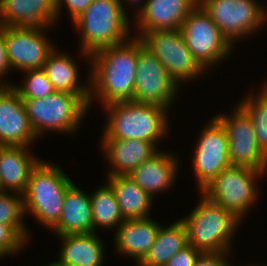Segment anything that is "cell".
I'll return each instance as SVG.
<instances>
[{
	"label": "cell",
	"mask_w": 267,
	"mask_h": 266,
	"mask_svg": "<svg viewBox=\"0 0 267 266\" xmlns=\"http://www.w3.org/2000/svg\"><path fill=\"white\" fill-rule=\"evenodd\" d=\"M137 53L138 37L134 36L90 54V108L96 98L102 106L133 100Z\"/></svg>",
	"instance_id": "1"
},
{
	"label": "cell",
	"mask_w": 267,
	"mask_h": 266,
	"mask_svg": "<svg viewBox=\"0 0 267 266\" xmlns=\"http://www.w3.org/2000/svg\"><path fill=\"white\" fill-rule=\"evenodd\" d=\"M103 107L108 121L102 139H137L152 142L157 147V142L169 134L170 116L166 108L134 101L115 102Z\"/></svg>",
	"instance_id": "2"
},
{
	"label": "cell",
	"mask_w": 267,
	"mask_h": 266,
	"mask_svg": "<svg viewBox=\"0 0 267 266\" xmlns=\"http://www.w3.org/2000/svg\"><path fill=\"white\" fill-rule=\"evenodd\" d=\"M73 24L81 31L80 52L88 61L95 51L120 44L132 36L128 16L119 0H94Z\"/></svg>",
	"instance_id": "3"
},
{
	"label": "cell",
	"mask_w": 267,
	"mask_h": 266,
	"mask_svg": "<svg viewBox=\"0 0 267 266\" xmlns=\"http://www.w3.org/2000/svg\"><path fill=\"white\" fill-rule=\"evenodd\" d=\"M73 181L60 165L40 161L32 170L23 195L25 215L52 229L59 221L64 197Z\"/></svg>",
	"instance_id": "4"
},
{
	"label": "cell",
	"mask_w": 267,
	"mask_h": 266,
	"mask_svg": "<svg viewBox=\"0 0 267 266\" xmlns=\"http://www.w3.org/2000/svg\"><path fill=\"white\" fill-rule=\"evenodd\" d=\"M187 217L180 220L185 225L188 244L206 252H230L233 236L241 221L230 211L209 200L204 194Z\"/></svg>",
	"instance_id": "5"
},
{
	"label": "cell",
	"mask_w": 267,
	"mask_h": 266,
	"mask_svg": "<svg viewBox=\"0 0 267 266\" xmlns=\"http://www.w3.org/2000/svg\"><path fill=\"white\" fill-rule=\"evenodd\" d=\"M22 100L37 138L45 131L74 133L89 112V105L80 96L67 92L55 91L46 98Z\"/></svg>",
	"instance_id": "6"
},
{
	"label": "cell",
	"mask_w": 267,
	"mask_h": 266,
	"mask_svg": "<svg viewBox=\"0 0 267 266\" xmlns=\"http://www.w3.org/2000/svg\"><path fill=\"white\" fill-rule=\"evenodd\" d=\"M263 175V171L231 166L225 168L201 193L243 222L250 206L258 200L256 181Z\"/></svg>",
	"instance_id": "7"
},
{
	"label": "cell",
	"mask_w": 267,
	"mask_h": 266,
	"mask_svg": "<svg viewBox=\"0 0 267 266\" xmlns=\"http://www.w3.org/2000/svg\"><path fill=\"white\" fill-rule=\"evenodd\" d=\"M180 31L187 48L206 72L226 60L233 50V45L199 4L185 18Z\"/></svg>",
	"instance_id": "8"
},
{
	"label": "cell",
	"mask_w": 267,
	"mask_h": 266,
	"mask_svg": "<svg viewBox=\"0 0 267 266\" xmlns=\"http://www.w3.org/2000/svg\"><path fill=\"white\" fill-rule=\"evenodd\" d=\"M198 4L232 45L258 32L267 21L266 7L256 0H198Z\"/></svg>",
	"instance_id": "9"
},
{
	"label": "cell",
	"mask_w": 267,
	"mask_h": 266,
	"mask_svg": "<svg viewBox=\"0 0 267 266\" xmlns=\"http://www.w3.org/2000/svg\"><path fill=\"white\" fill-rule=\"evenodd\" d=\"M140 39L162 63L178 87L182 82L194 80L206 73L187 48L180 29L149 31Z\"/></svg>",
	"instance_id": "10"
},
{
	"label": "cell",
	"mask_w": 267,
	"mask_h": 266,
	"mask_svg": "<svg viewBox=\"0 0 267 266\" xmlns=\"http://www.w3.org/2000/svg\"><path fill=\"white\" fill-rule=\"evenodd\" d=\"M137 55L132 101L153 104L169 110L178 94L179 87L169 77L167 70L158 58L143 45L139 37Z\"/></svg>",
	"instance_id": "11"
},
{
	"label": "cell",
	"mask_w": 267,
	"mask_h": 266,
	"mask_svg": "<svg viewBox=\"0 0 267 266\" xmlns=\"http://www.w3.org/2000/svg\"><path fill=\"white\" fill-rule=\"evenodd\" d=\"M203 128L192 153L193 174L200 192L225 168L232 166L228 138L222 124L213 117Z\"/></svg>",
	"instance_id": "12"
},
{
	"label": "cell",
	"mask_w": 267,
	"mask_h": 266,
	"mask_svg": "<svg viewBox=\"0 0 267 266\" xmlns=\"http://www.w3.org/2000/svg\"><path fill=\"white\" fill-rule=\"evenodd\" d=\"M234 108L231 115L217 114L215 116L226 131L231 164L267 174V156L258 146L251 119L238 104L237 108Z\"/></svg>",
	"instance_id": "13"
},
{
	"label": "cell",
	"mask_w": 267,
	"mask_h": 266,
	"mask_svg": "<svg viewBox=\"0 0 267 266\" xmlns=\"http://www.w3.org/2000/svg\"><path fill=\"white\" fill-rule=\"evenodd\" d=\"M48 28L5 26L7 56L11 69L22 72L43 68L48 55L57 47L46 35Z\"/></svg>",
	"instance_id": "14"
},
{
	"label": "cell",
	"mask_w": 267,
	"mask_h": 266,
	"mask_svg": "<svg viewBox=\"0 0 267 266\" xmlns=\"http://www.w3.org/2000/svg\"><path fill=\"white\" fill-rule=\"evenodd\" d=\"M38 138L25 105L12 86H0V146H33Z\"/></svg>",
	"instance_id": "15"
},
{
	"label": "cell",
	"mask_w": 267,
	"mask_h": 266,
	"mask_svg": "<svg viewBox=\"0 0 267 266\" xmlns=\"http://www.w3.org/2000/svg\"><path fill=\"white\" fill-rule=\"evenodd\" d=\"M141 3L136 7V14L134 12L135 29L140 32L135 36L139 38L149 31L180 29L198 0H146Z\"/></svg>",
	"instance_id": "16"
},
{
	"label": "cell",
	"mask_w": 267,
	"mask_h": 266,
	"mask_svg": "<svg viewBox=\"0 0 267 266\" xmlns=\"http://www.w3.org/2000/svg\"><path fill=\"white\" fill-rule=\"evenodd\" d=\"M57 19L55 0H0V26L51 27Z\"/></svg>",
	"instance_id": "17"
},
{
	"label": "cell",
	"mask_w": 267,
	"mask_h": 266,
	"mask_svg": "<svg viewBox=\"0 0 267 266\" xmlns=\"http://www.w3.org/2000/svg\"><path fill=\"white\" fill-rule=\"evenodd\" d=\"M103 155L112 168L107 176L127 175L146 162L159 149L152 143L137 139H102Z\"/></svg>",
	"instance_id": "18"
},
{
	"label": "cell",
	"mask_w": 267,
	"mask_h": 266,
	"mask_svg": "<svg viewBox=\"0 0 267 266\" xmlns=\"http://www.w3.org/2000/svg\"><path fill=\"white\" fill-rule=\"evenodd\" d=\"M30 149L0 146V191L24 193L32 170L40 162Z\"/></svg>",
	"instance_id": "19"
},
{
	"label": "cell",
	"mask_w": 267,
	"mask_h": 266,
	"mask_svg": "<svg viewBox=\"0 0 267 266\" xmlns=\"http://www.w3.org/2000/svg\"><path fill=\"white\" fill-rule=\"evenodd\" d=\"M160 225L150 217L124 220L115 231L114 250L138 264L154 244Z\"/></svg>",
	"instance_id": "20"
},
{
	"label": "cell",
	"mask_w": 267,
	"mask_h": 266,
	"mask_svg": "<svg viewBox=\"0 0 267 266\" xmlns=\"http://www.w3.org/2000/svg\"><path fill=\"white\" fill-rule=\"evenodd\" d=\"M178 162L176 156L158 151L128 174V177L153 198L157 192L173 187L178 167L181 166Z\"/></svg>",
	"instance_id": "21"
},
{
	"label": "cell",
	"mask_w": 267,
	"mask_h": 266,
	"mask_svg": "<svg viewBox=\"0 0 267 266\" xmlns=\"http://www.w3.org/2000/svg\"><path fill=\"white\" fill-rule=\"evenodd\" d=\"M52 231L57 236L94 232L90 195L74 183L66 191L61 217Z\"/></svg>",
	"instance_id": "22"
},
{
	"label": "cell",
	"mask_w": 267,
	"mask_h": 266,
	"mask_svg": "<svg viewBox=\"0 0 267 266\" xmlns=\"http://www.w3.org/2000/svg\"><path fill=\"white\" fill-rule=\"evenodd\" d=\"M54 50L48 55L43 64V70L47 78L53 84L56 91L67 92L80 96L88 105L90 101V84L81 85L77 62L69 57V54Z\"/></svg>",
	"instance_id": "23"
},
{
	"label": "cell",
	"mask_w": 267,
	"mask_h": 266,
	"mask_svg": "<svg viewBox=\"0 0 267 266\" xmlns=\"http://www.w3.org/2000/svg\"><path fill=\"white\" fill-rule=\"evenodd\" d=\"M57 237L63 242L58 259L66 266H103L105 250L95 232Z\"/></svg>",
	"instance_id": "24"
},
{
	"label": "cell",
	"mask_w": 267,
	"mask_h": 266,
	"mask_svg": "<svg viewBox=\"0 0 267 266\" xmlns=\"http://www.w3.org/2000/svg\"><path fill=\"white\" fill-rule=\"evenodd\" d=\"M124 220L149 218L153 198L127 175L108 176Z\"/></svg>",
	"instance_id": "25"
},
{
	"label": "cell",
	"mask_w": 267,
	"mask_h": 266,
	"mask_svg": "<svg viewBox=\"0 0 267 266\" xmlns=\"http://www.w3.org/2000/svg\"><path fill=\"white\" fill-rule=\"evenodd\" d=\"M185 225L181 220L159 228L156 240L137 266H166L168 260L188 246Z\"/></svg>",
	"instance_id": "26"
},
{
	"label": "cell",
	"mask_w": 267,
	"mask_h": 266,
	"mask_svg": "<svg viewBox=\"0 0 267 266\" xmlns=\"http://www.w3.org/2000/svg\"><path fill=\"white\" fill-rule=\"evenodd\" d=\"M93 229H116L124 221L112 187L106 183L90 194Z\"/></svg>",
	"instance_id": "27"
},
{
	"label": "cell",
	"mask_w": 267,
	"mask_h": 266,
	"mask_svg": "<svg viewBox=\"0 0 267 266\" xmlns=\"http://www.w3.org/2000/svg\"><path fill=\"white\" fill-rule=\"evenodd\" d=\"M256 94H248L238 105L247 113L253 124L256 140L261 151L267 156V84Z\"/></svg>",
	"instance_id": "28"
},
{
	"label": "cell",
	"mask_w": 267,
	"mask_h": 266,
	"mask_svg": "<svg viewBox=\"0 0 267 266\" xmlns=\"http://www.w3.org/2000/svg\"><path fill=\"white\" fill-rule=\"evenodd\" d=\"M24 215L23 195L0 191V224L11 226L28 243L30 237L23 221Z\"/></svg>",
	"instance_id": "29"
},
{
	"label": "cell",
	"mask_w": 267,
	"mask_h": 266,
	"mask_svg": "<svg viewBox=\"0 0 267 266\" xmlns=\"http://www.w3.org/2000/svg\"><path fill=\"white\" fill-rule=\"evenodd\" d=\"M23 72L26 75H24L25 79L22 85H12L21 99L46 98L56 91L42 68L25 70Z\"/></svg>",
	"instance_id": "30"
},
{
	"label": "cell",
	"mask_w": 267,
	"mask_h": 266,
	"mask_svg": "<svg viewBox=\"0 0 267 266\" xmlns=\"http://www.w3.org/2000/svg\"><path fill=\"white\" fill-rule=\"evenodd\" d=\"M26 241L9 225L0 224V258L12 256L25 246Z\"/></svg>",
	"instance_id": "31"
},
{
	"label": "cell",
	"mask_w": 267,
	"mask_h": 266,
	"mask_svg": "<svg viewBox=\"0 0 267 266\" xmlns=\"http://www.w3.org/2000/svg\"><path fill=\"white\" fill-rule=\"evenodd\" d=\"M200 254L201 252L198 249L188 245L173 255L166 266H194L195 260Z\"/></svg>",
	"instance_id": "32"
},
{
	"label": "cell",
	"mask_w": 267,
	"mask_h": 266,
	"mask_svg": "<svg viewBox=\"0 0 267 266\" xmlns=\"http://www.w3.org/2000/svg\"><path fill=\"white\" fill-rule=\"evenodd\" d=\"M94 0H55L57 15L63 10V6L67 7L69 15L73 22ZM65 5H64V4Z\"/></svg>",
	"instance_id": "33"
},
{
	"label": "cell",
	"mask_w": 267,
	"mask_h": 266,
	"mask_svg": "<svg viewBox=\"0 0 267 266\" xmlns=\"http://www.w3.org/2000/svg\"><path fill=\"white\" fill-rule=\"evenodd\" d=\"M229 254L230 252L201 253L195 260L194 266H230L227 260Z\"/></svg>",
	"instance_id": "34"
},
{
	"label": "cell",
	"mask_w": 267,
	"mask_h": 266,
	"mask_svg": "<svg viewBox=\"0 0 267 266\" xmlns=\"http://www.w3.org/2000/svg\"><path fill=\"white\" fill-rule=\"evenodd\" d=\"M11 69L6 48V38H5V26H0V78H4L5 74ZM0 79V86H12L13 83H9L6 80Z\"/></svg>",
	"instance_id": "35"
},
{
	"label": "cell",
	"mask_w": 267,
	"mask_h": 266,
	"mask_svg": "<svg viewBox=\"0 0 267 266\" xmlns=\"http://www.w3.org/2000/svg\"><path fill=\"white\" fill-rule=\"evenodd\" d=\"M143 1H145V0H143ZM119 2L121 3V5H122V9H123V12L127 15L128 13H126V8L124 7V2H123V0H119ZM126 2H128L127 3V5L129 4H131L132 6L134 5L135 7L136 6H138V4L140 5V3L139 2H141V0H126ZM123 3V4H122ZM125 8V9H124Z\"/></svg>",
	"instance_id": "36"
},
{
	"label": "cell",
	"mask_w": 267,
	"mask_h": 266,
	"mask_svg": "<svg viewBox=\"0 0 267 266\" xmlns=\"http://www.w3.org/2000/svg\"><path fill=\"white\" fill-rule=\"evenodd\" d=\"M45 266H66V265L62 263L59 259H57V261L55 260L54 262L47 264Z\"/></svg>",
	"instance_id": "37"
}]
</instances>
